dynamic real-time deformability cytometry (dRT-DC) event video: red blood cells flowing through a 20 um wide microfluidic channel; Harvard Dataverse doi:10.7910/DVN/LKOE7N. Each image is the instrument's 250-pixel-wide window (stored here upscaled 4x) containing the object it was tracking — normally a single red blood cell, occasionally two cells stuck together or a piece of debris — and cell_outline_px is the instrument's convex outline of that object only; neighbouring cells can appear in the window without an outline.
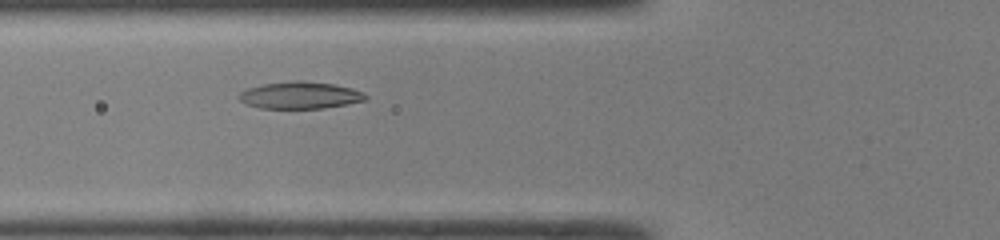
{"species": "common noctule bat (a hibernating species)", "species_latin": "Nyctalus noctula", "temperature_condition": "room temperature", "stored_images_in_passage": 37, "camera_frame_rate_fps": 3000, "um_per_image_px": 0.085, "animal": {"sex": "male", "body_mass_g": 19.0, "forearm_length_mm": 50.8}, "frame": {"image": 1, "passage_image": 9, "time_ms": 2.667, "image_size_px": [1000, 240], "cell_outline_px": [[368, 96], [364, 100], [324, 108], [260, 108], [248, 104], [240, 100], [236, 96], [244, 88], [264, 84], [292, 80], [300, 80], [336, 84], [352, 88], [364, 92]], "centroid_in_image_um": [25.48, 8.08], "position_along_channel_um": 100.3, "area_um2": 20.0}}
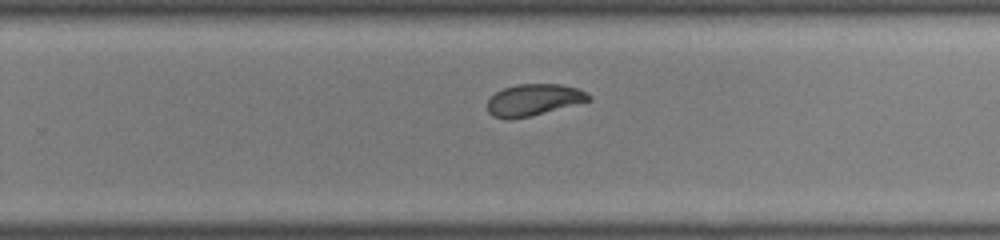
{"frame": {"image": 2, "passage_image": 22, "time_ms": 7.0, "image_size_px": [1000, 240], "cell_outline_px": [[592, 100], [528, 116], [508, 120], [492, 116], [488, 112], [488, 100], [496, 92], [504, 88], [516, 84], [560, 84], [580, 88], [592, 96]], "centroid_in_image_um": [45.37, 8.48], "position_along_channel_um": 284.4, "area_um2": 18.61}}
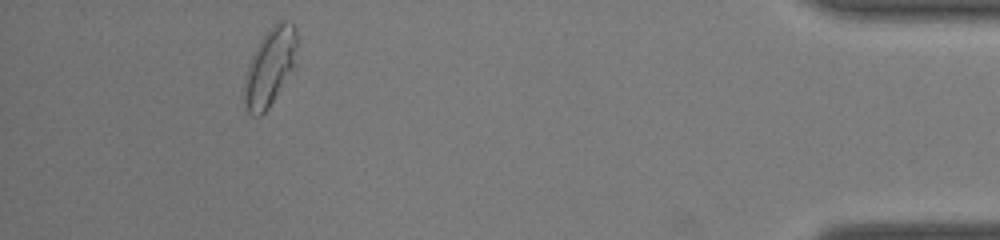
{"frame": {"image": 3, "passage_image": 35, "time_ms": 11.333, "image_size_px": [1000, 240], "cell_outline_px": [[300, 40], [292, 64], [268, 108], [260, 116], [252, 116], [244, 108], [244, 76], [248, 64], [260, 40], [268, 28], [280, 20], [284, 20], [292, 24], [296, 28]], "centroid_in_image_um": [22.91, 5.64], "position_along_channel_um": 412.3, "area_um2": 23.41}}